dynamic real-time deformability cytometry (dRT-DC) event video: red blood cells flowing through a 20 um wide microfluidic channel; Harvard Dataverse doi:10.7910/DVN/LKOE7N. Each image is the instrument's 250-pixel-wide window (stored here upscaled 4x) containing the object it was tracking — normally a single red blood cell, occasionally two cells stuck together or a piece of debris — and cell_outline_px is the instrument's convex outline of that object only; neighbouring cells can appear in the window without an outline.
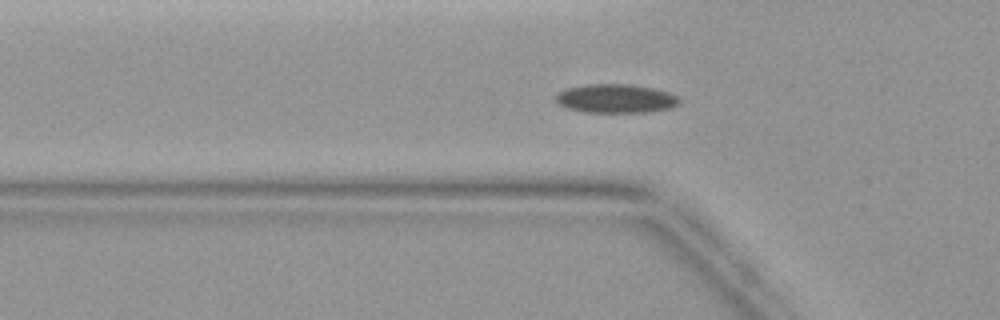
{"species": "common noctule bat (a hibernating species)", "species_latin": "Nyctalus noctula", "temperature_condition": "warm", "stored_images_in_passage": 36, "camera_frame_rate_fps": 3000, "um_per_image_px": 0.085, "animal": {"sex": "female", "body_mass_g": 19.9}, "frame": {"image": 1, "passage_image": 11, "time_ms": 3.333, "image_size_px": [1000, 320], "cell_outline_px": [[680, 104], [668, 108], [648, 112], [584, 112], [568, 108], [560, 104], [556, 100], [556, 92], [564, 88], [588, 84], [632, 84], [652, 88], [668, 92], [676, 96], [680, 100]], "centroid_in_image_um": [52.31, 8.37], "position_along_channel_um": 73.5, "area_um2": 20.75}}
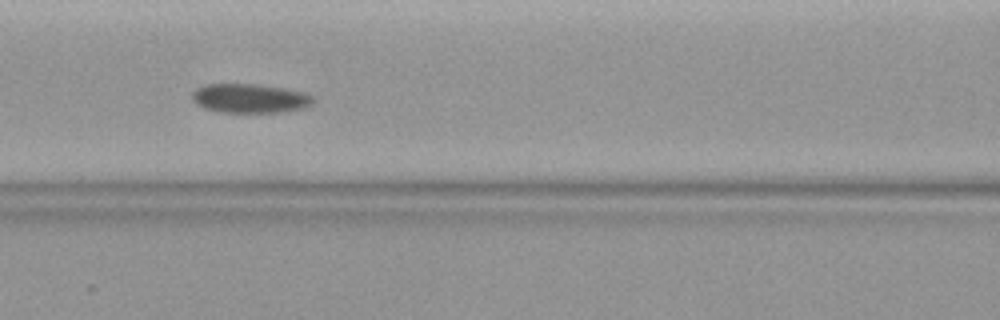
{"frame": {"image": 2, "passage_image": 16, "time_ms": 5.0, "image_size_px": [1000, 320], "cell_outline_px": [[312, 104], [304, 108], [280, 112], [220, 112], [204, 108], [196, 104], [192, 100], [192, 92], [196, 88], [204, 84], [260, 84], [308, 92], [312, 96]], "centroid_in_image_um": [21.23, 8.35], "position_along_channel_um": 145.4, "area_um2": 20.75}}